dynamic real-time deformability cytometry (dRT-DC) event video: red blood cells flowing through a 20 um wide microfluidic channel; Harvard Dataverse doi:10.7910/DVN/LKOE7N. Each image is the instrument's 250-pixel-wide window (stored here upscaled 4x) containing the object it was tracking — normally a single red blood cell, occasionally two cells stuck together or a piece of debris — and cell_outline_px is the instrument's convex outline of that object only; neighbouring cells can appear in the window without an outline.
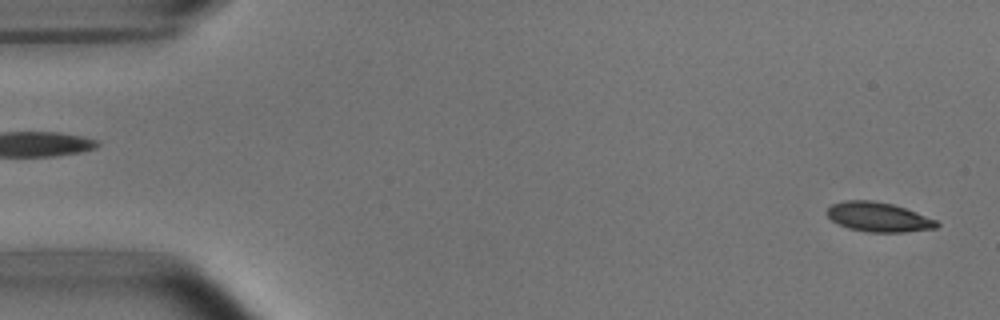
{"species": "common noctule bat (a hibernating species)", "species_latin": "Nyctalus noctula", "temperature_condition": "room temperature", "stored_images_in_passage": 51, "camera_frame_rate_fps": 3000, "um_per_image_px": 0.085, "animal": {"sex": "male", "body_mass_g": 15.6}, "frame": {"image": 1, "passage_image": 1, "time_ms": 0.0, "image_size_px": [1000, 320], "cell_outline_px": [[940, 224], [936, 228], [904, 232], [868, 232], [848, 228], [832, 220], [824, 212], [832, 204], [844, 200], [872, 200], [892, 204], [916, 212], [936, 220]], "centroid_in_image_um": [74.64, 18.44], "position_along_channel_um": 10.4, "area_um2": 18.79}}
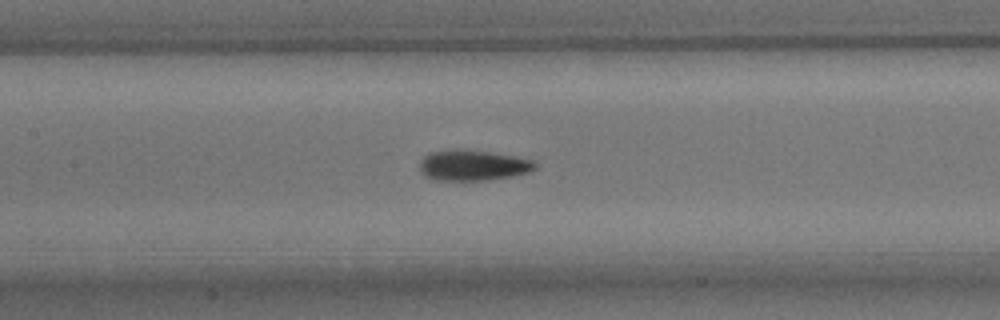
{"frame": {"image": 2, "passage_image": 23, "time_ms": 7.333, "image_size_px": [1000, 320], "cell_outline_px": [[536, 168], [528, 172], [512, 176], [488, 180], [432, 180], [424, 176], [420, 172], [420, 160], [428, 152], [448, 148], [460, 148], [488, 152], [512, 156], [532, 160], [536, 164]], "centroid_in_image_um": [40.11, 14.04], "position_along_channel_um": 167.3, "area_um2": 20.87}}
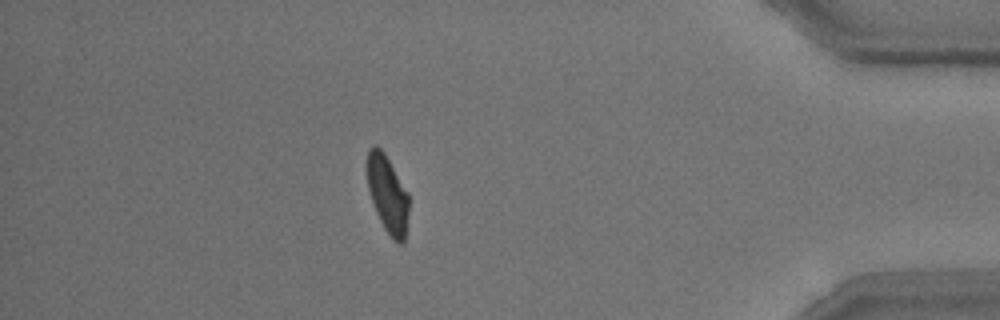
{"frame": {"image": 3, "passage_image": 45, "time_ms": 14.667, "image_size_px": [1000, 320], "cell_outline_px": [[408, 212], [404, 244], [396, 244], [392, 240], [384, 228], [376, 212], [368, 188], [364, 164], [368, 148], [376, 144], [384, 152], [408, 192]], "centroid_in_image_um": [32.91, 16.47], "position_along_channel_um": 402.3, "area_um2": 19.25}, "authors_computed_cell_mechanics": {"area_um2": 19.652, "velocity_mm_per_s": 3.794, "shape_relaxation_time_tau1_ms": 3.035, "shape_relaxation_time_tau2_ms": 1.5979, "deformation_change_tau1": 0.1496, "deformation_change_tau2": 0.0708}}